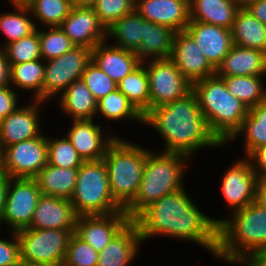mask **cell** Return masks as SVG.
<instances>
[{"label":"cell","mask_w":266,"mask_h":266,"mask_svg":"<svg viewBox=\"0 0 266 266\" xmlns=\"http://www.w3.org/2000/svg\"><path fill=\"white\" fill-rule=\"evenodd\" d=\"M134 10L144 19L183 31L190 22L189 0H135Z\"/></svg>","instance_id":"19"},{"label":"cell","mask_w":266,"mask_h":266,"mask_svg":"<svg viewBox=\"0 0 266 266\" xmlns=\"http://www.w3.org/2000/svg\"><path fill=\"white\" fill-rule=\"evenodd\" d=\"M60 138L47 136L48 164L62 168H79L83 159L67 137Z\"/></svg>","instance_id":"38"},{"label":"cell","mask_w":266,"mask_h":266,"mask_svg":"<svg viewBox=\"0 0 266 266\" xmlns=\"http://www.w3.org/2000/svg\"><path fill=\"white\" fill-rule=\"evenodd\" d=\"M149 61L142 63L148 76L150 109L169 104L192 90V83L170 58Z\"/></svg>","instance_id":"9"},{"label":"cell","mask_w":266,"mask_h":266,"mask_svg":"<svg viewBox=\"0 0 266 266\" xmlns=\"http://www.w3.org/2000/svg\"><path fill=\"white\" fill-rule=\"evenodd\" d=\"M0 48L4 50L10 65L42 59L38 28L30 35Z\"/></svg>","instance_id":"39"},{"label":"cell","mask_w":266,"mask_h":266,"mask_svg":"<svg viewBox=\"0 0 266 266\" xmlns=\"http://www.w3.org/2000/svg\"><path fill=\"white\" fill-rule=\"evenodd\" d=\"M35 21L47 27H59L72 7L69 0H22ZM37 19V20H36Z\"/></svg>","instance_id":"37"},{"label":"cell","mask_w":266,"mask_h":266,"mask_svg":"<svg viewBox=\"0 0 266 266\" xmlns=\"http://www.w3.org/2000/svg\"><path fill=\"white\" fill-rule=\"evenodd\" d=\"M107 43L108 41H104L92 49V61L107 76L118 83L142 62L138 59L135 52L124 50Z\"/></svg>","instance_id":"23"},{"label":"cell","mask_w":266,"mask_h":266,"mask_svg":"<svg viewBox=\"0 0 266 266\" xmlns=\"http://www.w3.org/2000/svg\"><path fill=\"white\" fill-rule=\"evenodd\" d=\"M108 38L117 42L113 46L136 53L144 38V19L135 10L131 11L107 29Z\"/></svg>","instance_id":"30"},{"label":"cell","mask_w":266,"mask_h":266,"mask_svg":"<svg viewBox=\"0 0 266 266\" xmlns=\"http://www.w3.org/2000/svg\"><path fill=\"white\" fill-rule=\"evenodd\" d=\"M192 90L209 129L227 146L228 141L241 128L248 107L227 90L223 78L217 74L196 81L192 84Z\"/></svg>","instance_id":"4"},{"label":"cell","mask_w":266,"mask_h":266,"mask_svg":"<svg viewBox=\"0 0 266 266\" xmlns=\"http://www.w3.org/2000/svg\"><path fill=\"white\" fill-rule=\"evenodd\" d=\"M12 233L13 241L0 238V266H16L21 260L17 234Z\"/></svg>","instance_id":"44"},{"label":"cell","mask_w":266,"mask_h":266,"mask_svg":"<svg viewBox=\"0 0 266 266\" xmlns=\"http://www.w3.org/2000/svg\"><path fill=\"white\" fill-rule=\"evenodd\" d=\"M92 61V49L75 46L63 55L45 61L43 101L61 94L74 81L80 79L87 65Z\"/></svg>","instance_id":"10"},{"label":"cell","mask_w":266,"mask_h":266,"mask_svg":"<svg viewBox=\"0 0 266 266\" xmlns=\"http://www.w3.org/2000/svg\"><path fill=\"white\" fill-rule=\"evenodd\" d=\"M99 253L75 233L71 236L62 266H97Z\"/></svg>","instance_id":"41"},{"label":"cell","mask_w":266,"mask_h":266,"mask_svg":"<svg viewBox=\"0 0 266 266\" xmlns=\"http://www.w3.org/2000/svg\"><path fill=\"white\" fill-rule=\"evenodd\" d=\"M41 195L34 178H11L1 224H8L12 232L28 228Z\"/></svg>","instance_id":"11"},{"label":"cell","mask_w":266,"mask_h":266,"mask_svg":"<svg viewBox=\"0 0 266 266\" xmlns=\"http://www.w3.org/2000/svg\"><path fill=\"white\" fill-rule=\"evenodd\" d=\"M247 158L259 180H263L266 177V144L254 149Z\"/></svg>","instance_id":"46"},{"label":"cell","mask_w":266,"mask_h":266,"mask_svg":"<svg viewBox=\"0 0 266 266\" xmlns=\"http://www.w3.org/2000/svg\"><path fill=\"white\" fill-rule=\"evenodd\" d=\"M255 202L266 210V184L262 180L257 186Z\"/></svg>","instance_id":"51"},{"label":"cell","mask_w":266,"mask_h":266,"mask_svg":"<svg viewBox=\"0 0 266 266\" xmlns=\"http://www.w3.org/2000/svg\"><path fill=\"white\" fill-rule=\"evenodd\" d=\"M97 114L103 115L109 121H118L124 118L143 123V115L118 89L97 101L96 116Z\"/></svg>","instance_id":"36"},{"label":"cell","mask_w":266,"mask_h":266,"mask_svg":"<svg viewBox=\"0 0 266 266\" xmlns=\"http://www.w3.org/2000/svg\"><path fill=\"white\" fill-rule=\"evenodd\" d=\"M4 172V146L0 142V173Z\"/></svg>","instance_id":"54"},{"label":"cell","mask_w":266,"mask_h":266,"mask_svg":"<svg viewBox=\"0 0 266 266\" xmlns=\"http://www.w3.org/2000/svg\"><path fill=\"white\" fill-rule=\"evenodd\" d=\"M32 102L17 107L6 118L0 120V142L4 148L43 134L40 130L39 111L44 101L32 100Z\"/></svg>","instance_id":"15"},{"label":"cell","mask_w":266,"mask_h":266,"mask_svg":"<svg viewBox=\"0 0 266 266\" xmlns=\"http://www.w3.org/2000/svg\"><path fill=\"white\" fill-rule=\"evenodd\" d=\"M72 8H93L96 0H69Z\"/></svg>","instance_id":"52"},{"label":"cell","mask_w":266,"mask_h":266,"mask_svg":"<svg viewBox=\"0 0 266 266\" xmlns=\"http://www.w3.org/2000/svg\"><path fill=\"white\" fill-rule=\"evenodd\" d=\"M13 87V88H12ZM14 91V86L0 88V120L6 118L18 107L19 95Z\"/></svg>","instance_id":"45"},{"label":"cell","mask_w":266,"mask_h":266,"mask_svg":"<svg viewBox=\"0 0 266 266\" xmlns=\"http://www.w3.org/2000/svg\"><path fill=\"white\" fill-rule=\"evenodd\" d=\"M81 78L97 101L117 89V83L93 61L87 65Z\"/></svg>","instance_id":"42"},{"label":"cell","mask_w":266,"mask_h":266,"mask_svg":"<svg viewBox=\"0 0 266 266\" xmlns=\"http://www.w3.org/2000/svg\"><path fill=\"white\" fill-rule=\"evenodd\" d=\"M23 261L42 266H62L74 234L66 229H31L16 232Z\"/></svg>","instance_id":"8"},{"label":"cell","mask_w":266,"mask_h":266,"mask_svg":"<svg viewBox=\"0 0 266 266\" xmlns=\"http://www.w3.org/2000/svg\"><path fill=\"white\" fill-rule=\"evenodd\" d=\"M14 12L0 13V31L5 37L4 47L14 41L33 33L37 26L30 17L32 15L27 5L22 0L9 1Z\"/></svg>","instance_id":"31"},{"label":"cell","mask_w":266,"mask_h":266,"mask_svg":"<svg viewBox=\"0 0 266 266\" xmlns=\"http://www.w3.org/2000/svg\"><path fill=\"white\" fill-rule=\"evenodd\" d=\"M43 59L10 65V85L33 91V100L43 101L45 61Z\"/></svg>","instance_id":"33"},{"label":"cell","mask_w":266,"mask_h":266,"mask_svg":"<svg viewBox=\"0 0 266 266\" xmlns=\"http://www.w3.org/2000/svg\"><path fill=\"white\" fill-rule=\"evenodd\" d=\"M235 3L239 8H247L252 2L256 0H231Z\"/></svg>","instance_id":"53"},{"label":"cell","mask_w":266,"mask_h":266,"mask_svg":"<svg viewBox=\"0 0 266 266\" xmlns=\"http://www.w3.org/2000/svg\"><path fill=\"white\" fill-rule=\"evenodd\" d=\"M262 181L266 184V177Z\"/></svg>","instance_id":"56"},{"label":"cell","mask_w":266,"mask_h":266,"mask_svg":"<svg viewBox=\"0 0 266 266\" xmlns=\"http://www.w3.org/2000/svg\"><path fill=\"white\" fill-rule=\"evenodd\" d=\"M16 266H42V265L20 260Z\"/></svg>","instance_id":"55"},{"label":"cell","mask_w":266,"mask_h":266,"mask_svg":"<svg viewBox=\"0 0 266 266\" xmlns=\"http://www.w3.org/2000/svg\"><path fill=\"white\" fill-rule=\"evenodd\" d=\"M77 218L69 199L41 195L28 228L66 229L75 233Z\"/></svg>","instance_id":"20"},{"label":"cell","mask_w":266,"mask_h":266,"mask_svg":"<svg viewBox=\"0 0 266 266\" xmlns=\"http://www.w3.org/2000/svg\"><path fill=\"white\" fill-rule=\"evenodd\" d=\"M117 89L128 98L143 116L150 110L148 76L143 63L120 80L117 83Z\"/></svg>","instance_id":"34"},{"label":"cell","mask_w":266,"mask_h":266,"mask_svg":"<svg viewBox=\"0 0 266 266\" xmlns=\"http://www.w3.org/2000/svg\"><path fill=\"white\" fill-rule=\"evenodd\" d=\"M185 188L150 203L134 219L141 238L157 235L192 241L213 256L218 249V225L215 218L201 212Z\"/></svg>","instance_id":"1"},{"label":"cell","mask_w":266,"mask_h":266,"mask_svg":"<svg viewBox=\"0 0 266 266\" xmlns=\"http://www.w3.org/2000/svg\"><path fill=\"white\" fill-rule=\"evenodd\" d=\"M216 74L219 77L263 76L266 74V53L234 44Z\"/></svg>","instance_id":"24"},{"label":"cell","mask_w":266,"mask_h":266,"mask_svg":"<svg viewBox=\"0 0 266 266\" xmlns=\"http://www.w3.org/2000/svg\"><path fill=\"white\" fill-rule=\"evenodd\" d=\"M10 85V64L2 48H0V88Z\"/></svg>","instance_id":"47"},{"label":"cell","mask_w":266,"mask_h":266,"mask_svg":"<svg viewBox=\"0 0 266 266\" xmlns=\"http://www.w3.org/2000/svg\"><path fill=\"white\" fill-rule=\"evenodd\" d=\"M47 164L46 135L4 148V173L11 178H34Z\"/></svg>","instance_id":"12"},{"label":"cell","mask_w":266,"mask_h":266,"mask_svg":"<svg viewBox=\"0 0 266 266\" xmlns=\"http://www.w3.org/2000/svg\"><path fill=\"white\" fill-rule=\"evenodd\" d=\"M59 27L76 46L93 49L107 40V28L93 8H72Z\"/></svg>","instance_id":"17"},{"label":"cell","mask_w":266,"mask_h":266,"mask_svg":"<svg viewBox=\"0 0 266 266\" xmlns=\"http://www.w3.org/2000/svg\"><path fill=\"white\" fill-rule=\"evenodd\" d=\"M78 168H62L47 164L34 177L42 195L71 199L77 179Z\"/></svg>","instance_id":"27"},{"label":"cell","mask_w":266,"mask_h":266,"mask_svg":"<svg viewBox=\"0 0 266 266\" xmlns=\"http://www.w3.org/2000/svg\"><path fill=\"white\" fill-rule=\"evenodd\" d=\"M190 21L232 29L239 7L231 0H189Z\"/></svg>","instance_id":"26"},{"label":"cell","mask_w":266,"mask_h":266,"mask_svg":"<svg viewBox=\"0 0 266 266\" xmlns=\"http://www.w3.org/2000/svg\"><path fill=\"white\" fill-rule=\"evenodd\" d=\"M143 240L139 229L133 220H130L99 252L97 266H127L130 265L139 253Z\"/></svg>","instance_id":"22"},{"label":"cell","mask_w":266,"mask_h":266,"mask_svg":"<svg viewBox=\"0 0 266 266\" xmlns=\"http://www.w3.org/2000/svg\"><path fill=\"white\" fill-rule=\"evenodd\" d=\"M244 156L228 167L221 184L222 197L228 203L232 213L243 209L255 201L259 178L251 162Z\"/></svg>","instance_id":"13"},{"label":"cell","mask_w":266,"mask_h":266,"mask_svg":"<svg viewBox=\"0 0 266 266\" xmlns=\"http://www.w3.org/2000/svg\"><path fill=\"white\" fill-rule=\"evenodd\" d=\"M72 123L73 125L68 129L66 137L83 161L103 159L108 146L117 136L102 135V127L99 124H95L93 119L74 120Z\"/></svg>","instance_id":"21"},{"label":"cell","mask_w":266,"mask_h":266,"mask_svg":"<svg viewBox=\"0 0 266 266\" xmlns=\"http://www.w3.org/2000/svg\"><path fill=\"white\" fill-rule=\"evenodd\" d=\"M223 78L227 90L243 102L248 109L266 101V88L262 76H229Z\"/></svg>","instance_id":"35"},{"label":"cell","mask_w":266,"mask_h":266,"mask_svg":"<svg viewBox=\"0 0 266 266\" xmlns=\"http://www.w3.org/2000/svg\"><path fill=\"white\" fill-rule=\"evenodd\" d=\"M174 35L175 32L169 27L144 20V38L141 39L139 50L136 52L138 59L143 62L170 58Z\"/></svg>","instance_id":"28"},{"label":"cell","mask_w":266,"mask_h":266,"mask_svg":"<svg viewBox=\"0 0 266 266\" xmlns=\"http://www.w3.org/2000/svg\"><path fill=\"white\" fill-rule=\"evenodd\" d=\"M241 265L243 266H266V251L257 253L246 259Z\"/></svg>","instance_id":"50"},{"label":"cell","mask_w":266,"mask_h":266,"mask_svg":"<svg viewBox=\"0 0 266 266\" xmlns=\"http://www.w3.org/2000/svg\"><path fill=\"white\" fill-rule=\"evenodd\" d=\"M242 133L245 138V155L248 156L257 147L266 144V101L249 108L241 128L228 141L229 143Z\"/></svg>","instance_id":"32"},{"label":"cell","mask_w":266,"mask_h":266,"mask_svg":"<svg viewBox=\"0 0 266 266\" xmlns=\"http://www.w3.org/2000/svg\"><path fill=\"white\" fill-rule=\"evenodd\" d=\"M170 59L192 84L216 74V70L186 30L175 32Z\"/></svg>","instance_id":"16"},{"label":"cell","mask_w":266,"mask_h":266,"mask_svg":"<svg viewBox=\"0 0 266 266\" xmlns=\"http://www.w3.org/2000/svg\"><path fill=\"white\" fill-rule=\"evenodd\" d=\"M47 30H38L40 54L44 61L55 59L76 46L60 27H47Z\"/></svg>","instance_id":"40"},{"label":"cell","mask_w":266,"mask_h":266,"mask_svg":"<svg viewBox=\"0 0 266 266\" xmlns=\"http://www.w3.org/2000/svg\"><path fill=\"white\" fill-rule=\"evenodd\" d=\"M190 157L182 153L152 152L147 149L143 177L135 198L124 208L133 220L150 203L184 187L186 162Z\"/></svg>","instance_id":"5"},{"label":"cell","mask_w":266,"mask_h":266,"mask_svg":"<svg viewBox=\"0 0 266 266\" xmlns=\"http://www.w3.org/2000/svg\"><path fill=\"white\" fill-rule=\"evenodd\" d=\"M247 9L255 18L266 25V0H256Z\"/></svg>","instance_id":"48"},{"label":"cell","mask_w":266,"mask_h":266,"mask_svg":"<svg viewBox=\"0 0 266 266\" xmlns=\"http://www.w3.org/2000/svg\"><path fill=\"white\" fill-rule=\"evenodd\" d=\"M231 214L228 218L215 219L218 225L215 258L227 264H242L266 251V210L254 201Z\"/></svg>","instance_id":"3"},{"label":"cell","mask_w":266,"mask_h":266,"mask_svg":"<svg viewBox=\"0 0 266 266\" xmlns=\"http://www.w3.org/2000/svg\"><path fill=\"white\" fill-rule=\"evenodd\" d=\"M146 158V148L119 137L106 150L103 161L107 167L111 193L123 209L138 192Z\"/></svg>","instance_id":"6"},{"label":"cell","mask_w":266,"mask_h":266,"mask_svg":"<svg viewBox=\"0 0 266 266\" xmlns=\"http://www.w3.org/2000/svg\"><path fill=\"white\" fill-rule=\"evenodd\" d=\"M161 135L166 147L162 152L182 153L192 157L206 147L224 146L209 129L193 90L173 102L150 109L143 116Z\"/></svg>","instance_id":"2"},{"label":"cell","mask_w":266,"mask_h":266,"mask_svg":"<svg viewBox=\"0 0 266 266\" xmlns=\"http://www.w3.org/2000/svg\"><path fill=\"white\" fill-rule=\"evenodd\" d=\"M130 220L125 211L107 215H81L76 221L75 234L99 253Z\"/></svg>","instance_id":"14"},{"label":"cell","mask_w":266,"mask_h":266,"mask_svg":"<svg viewBox=\"0 0 266 266\" xmlns=\"http://www.w3.org/2000/svg\"><path fill=\"white\" fill-rule=\"evenodd\" d=\"M134 6L135 0H96L93 9L108 29L114 22L133 11Z\"/></svg>","instance_id":"43"},{"label":"cell","mask_w":266,"mask_h":266,"mask_svg":"<svg viewBox=\"0 0 266 266\" xmlns=\"http://www.w3.org/2000/svg\"><path fill=\"white\" fill-rule=\"evenodd\" d=\"M58 97L61 110L74 120L96 118L97 100L85 85L82 78L74 81Z\"/></svg>","instance_id":"25"},{"label":"cell","mask_w":266,"mask_h":266,"mask_svg":"<svg viewBox=\"0 0 266 266\" xmlns=\"http://www.w3.org/2000/svg\"><path fill=\"white\" fill-rule=\"evenodd\" d=\"M235 45L266 53V25L255 18L247 8H239L232 27Z\"/></svg>","instance_id":"29"},{"label":"cell","mask_w":266,"mask_h":266,"mask_svg":"<svg viewBox=\"0 0 266 266\" xmlns=\"http://www.w3.org/2000/svg\"><path fill=\"white\" fill-rule=\"evenodd\" d=\"M195 40L210 65L217 70L233 47L232 29L190 21L185 29Z\"/></svg>","instance_id":"18"},{"label":"cell","mask_w":266,"mask_h":266,"mask_svg":"<svg viewBox=\"0 0 266 266\" xmlns=\"http://www.w3.org/2000/svg\"><path fill=\"white\" fill-rule=\"evenodd\" d=\"M10 179L11 177H9L6 173H0V224L4 213L6 194Z\"/></svg>","instance_id":"49"},{"label":"cell","mask_w":266,"mask_h":266,"mask_svg":"<svg viewBox=\"0 0 266 266\" xmlns=\"http://www.w3.org/2000/svg\"><path fill=\"white\" fill-rule=\"evenodd\" d=\"M70 202L78 216L124 211L112 196L103 159L84 161L78 168L76 187Z\"/></svg>","instance_id":"7"}]
</instances>
